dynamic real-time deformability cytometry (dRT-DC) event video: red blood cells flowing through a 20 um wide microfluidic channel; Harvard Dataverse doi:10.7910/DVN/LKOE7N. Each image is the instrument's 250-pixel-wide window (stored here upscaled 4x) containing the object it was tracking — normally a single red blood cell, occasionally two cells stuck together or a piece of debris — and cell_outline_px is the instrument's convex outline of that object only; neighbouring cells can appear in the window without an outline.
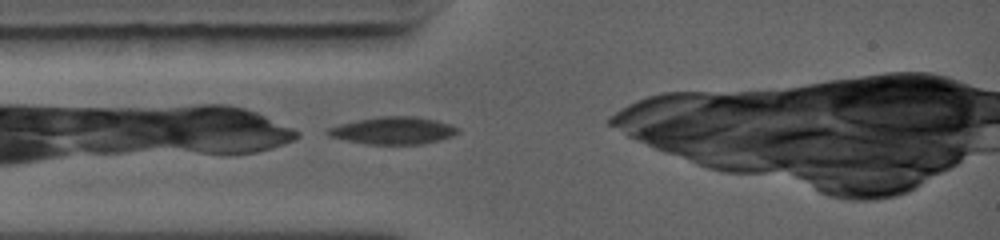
{"species": "common noctule bat (a hibernating species)", "species_latin": "Nyctalus noctula", "temperature_condition": "warm", "stored_images_in_passage": 21, "camera_frame_rate_fps": 5000, "um_per_image_px": 0.085, "animal": {"sex": "female", "body_mass_g": 19.0, "forearm_length_mm": 56.7}, "frame": {"image": 1, "passage_image": 1, "time_ms": 0.0, "image_size_px": [1000, 240], "cell_outline_px": [[460, 132], [452, 136], [440, 140], [424, 144], [368, 144], [328, 136], [324, 132], [328, 128], [340, 124], [380, 116], [416, 116], [436, 120], [452, 124], [460, 128]], "centroid_in_image_um": [33.48, 11.09], "position_along_channel_um": 51.5, "area_um2": 20.75}}
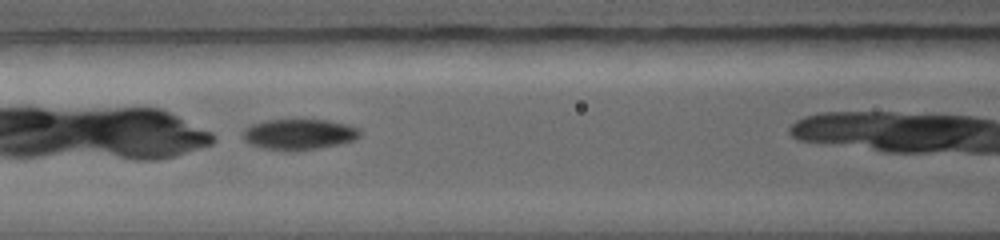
{"frame": {"image": 2, "passage_image": 11, "time_ms": 2.0, "image_size_px": [1000, 240], "cell_outline_px": [[360, 136], [356, 140], [340, 144], [320, 148], [292, 152], [284, 152], [264, 148], [248, 144], [240, 136], [244, 128], [252, 124], [264, 120], [328, 120], [348, 124], [360, 128]], "centroid_in_image_um": [25.4, 11.43], "position_along_channel_um": 141.2, "area_um2": 21.56}}
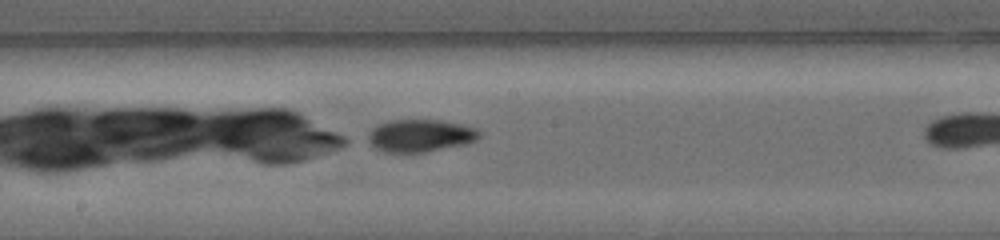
{"frame": {"image": 3, "passage_image": 19, "time_ms": 3.6, "image_size_px": [1000, 240], "cell_outline_px": [[480, 136], [476, 140], [464, 144], [424, 152], [384, 152], [372, 148], [364, 140], [368, 132], [372, 128], [380, 124], [392, 120], [440, 120], [460, 124], [476, 128], [480, 132]], "centroid_in_image_um": [35.64, 11.53], "position_along_channel_um": 212.6, "area_um2": 21.21}}